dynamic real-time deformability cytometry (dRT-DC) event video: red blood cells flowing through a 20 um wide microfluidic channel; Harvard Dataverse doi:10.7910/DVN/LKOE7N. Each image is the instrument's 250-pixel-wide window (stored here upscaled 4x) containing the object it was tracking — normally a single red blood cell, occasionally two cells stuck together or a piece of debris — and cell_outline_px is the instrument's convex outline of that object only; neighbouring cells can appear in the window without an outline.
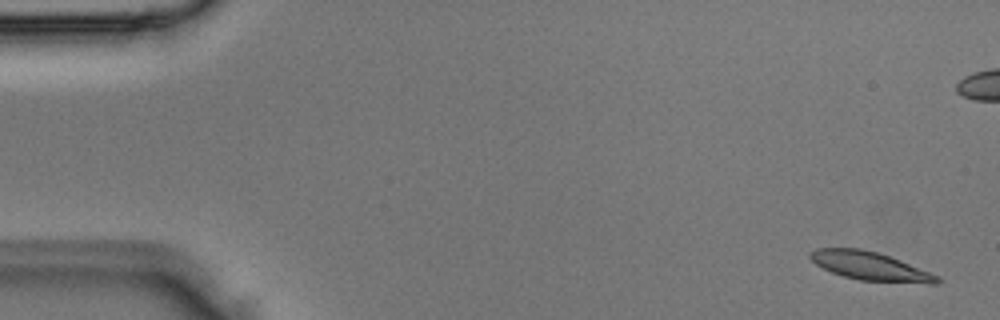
{"species": "Egyptian fruit bat (a non-hibernating species)", "species_latin": "Rousettus aegyptiacus", "temperature_condition": "room temperature", "stored_images_in_passage": 4, "camera_frame_rate_fps": 3000, "um_per_image_px": 0.085, "animal": {"sex": "male"}, "frame": {"image": 1, "passage_image": 1, "time_ms": 0.0, "image_size_px": [1000, 320], "cell_outline_px": [[940, 284], [928, 284], [860, 280], [844, 276], [832, 272], [816, 264], [808, 256], [808, 252], [816, 248], [860, 248], [876, 252], [900, 260], [940, 276]], "centroid_in_image_um": [73.98, 22.62], "position_along_channel_um": 11.0, "area_um2": 21.04}}